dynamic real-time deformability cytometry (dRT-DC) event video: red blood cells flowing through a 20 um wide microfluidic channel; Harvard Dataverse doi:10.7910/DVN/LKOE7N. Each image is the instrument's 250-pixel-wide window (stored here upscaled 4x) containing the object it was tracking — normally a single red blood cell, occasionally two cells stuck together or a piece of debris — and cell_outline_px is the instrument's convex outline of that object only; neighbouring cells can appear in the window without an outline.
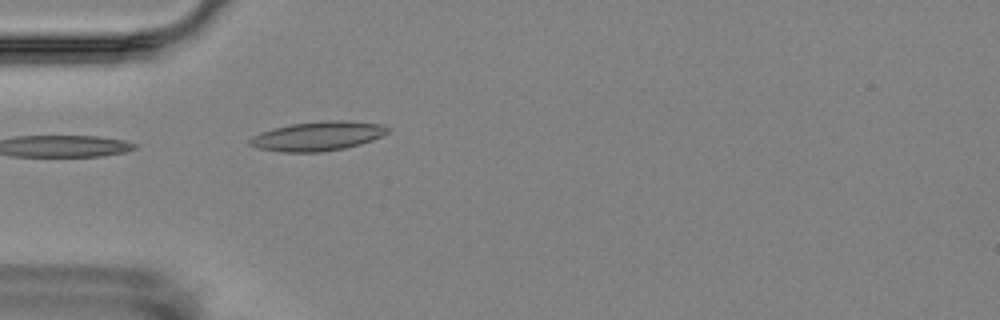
{"species": "Egyptian fruit bat (a non-hibernating species)", "species_latin": "Rousettus aegyptiacus", "temperature_condition": "room temperature", "stored_images_in_passage": 1, "camera_frame_rate_fps": 3000, "um_per_image_px": 0.085, "animal": {"sex": "female"}, "frame": {"image": 1, "passage_image": 1, "time_ms": 0.0, "image_size_px": [1000, 320], "cell_outline_px": [[392, 128], [388, 132], [372, 140], [360, 144], [344, 148], [320, 152], [280, 152], [256, 148], [248, 144], [248, 140], [252, 136], [260, 132], [272, 128], [288, 124], [328, 120], [344, 120], [384, 124]], "centroid_in_image_um": [26.98, 11.56], "position_along_channel_um": 58.0, "area_um2": 23.81}}